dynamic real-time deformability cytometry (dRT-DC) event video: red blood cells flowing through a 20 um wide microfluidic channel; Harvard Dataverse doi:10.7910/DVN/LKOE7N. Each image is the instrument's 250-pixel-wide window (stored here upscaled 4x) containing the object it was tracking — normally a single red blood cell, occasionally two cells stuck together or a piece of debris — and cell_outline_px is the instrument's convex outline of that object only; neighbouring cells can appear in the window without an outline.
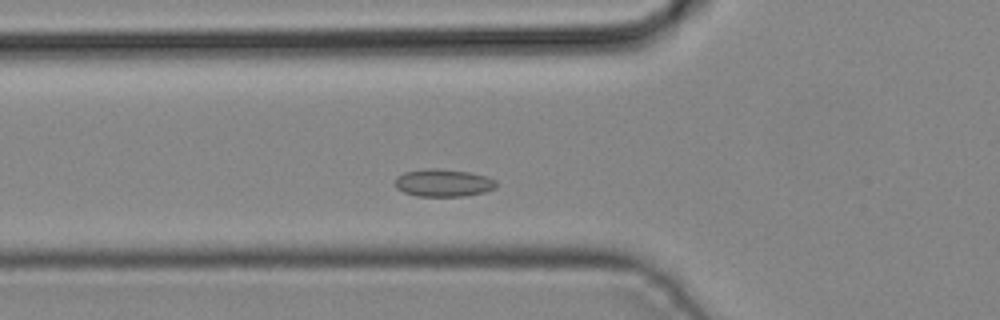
{"species": "common noctule bat (a hibernating species)", "species_latin": "Nyctalus noctula", "temperature_condition": "cold", "stored_images_in_passage": 36, "segment_of_instrument_passage": [1, 2], "camera_frame_rate_fps": 3000, "um_per_image_px": 0.085, "animal": {"sex": "male", "body_mass_g": 19.2, "forearm_length_mm": 51.8}, "frame": {"image": 1, "passage_image": 9, "time_ms": 2.667, "image_size_px": [1000, 320], "cell_outline_px": [[496, 188], [484, 192], [464, 196], [416, 196], [404, 192], [396, 188], [396, 176], [404, 172], [428, 168], [440, 168], [468, 172], [484, 176], [496, 180]], "centroid_in_image_um": [37.67, 15.54], "position_along_channel_um": 88.1, "area_um2": 16.24}}
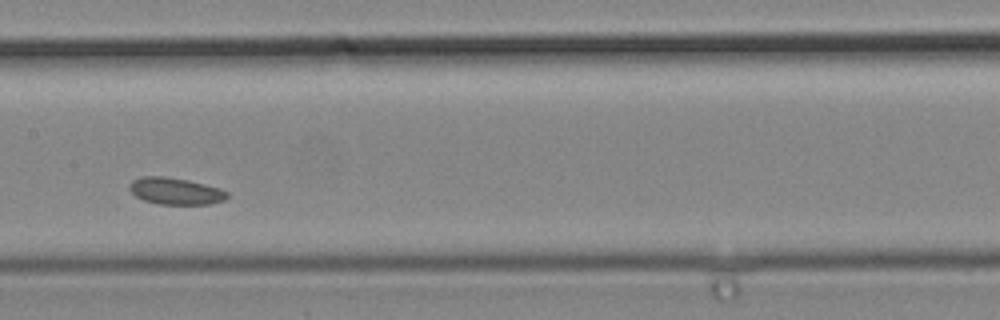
{"frame": {"image": 2, "passage_image": 16, "time_ms": 5.0, "image_size_px": [1000, 320], "cell_outline_px": [[228, 196], [224, 200], [208, 204], [160, 204], [144, 200], [136, 196], [128, 188], [128, 184], [132, 180], [144, 176], [164, 176], [188, 180], [220, 188], [228, 192]], "centroid_in_image_um": [14.9, 16.23], "position_along_channel_um": 192.5, "area_um2": 15.2}}
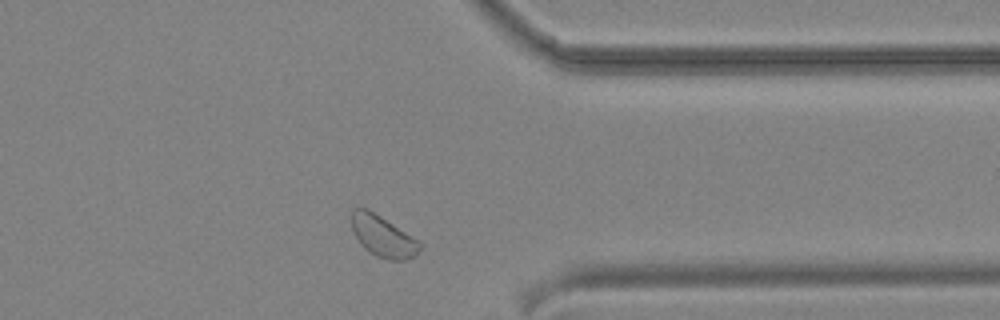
{"frame": {"image": 3, "passage_image": 29, "time_ms": 9.333, "image_size_px": [1000, 320], "cell_outline_px": [[424, 244], [416, 256], [404, 260], [388, 260], [376, 256], [364, 248], [360, 244], [352, 228], [352, 208], [356, 204], [360, 204], [368, 208], [420, 240]], "centroid_in_image_um": [32.56, 20.05], "position_along_channel_um": 378.8, "area_um2": 16.94}}